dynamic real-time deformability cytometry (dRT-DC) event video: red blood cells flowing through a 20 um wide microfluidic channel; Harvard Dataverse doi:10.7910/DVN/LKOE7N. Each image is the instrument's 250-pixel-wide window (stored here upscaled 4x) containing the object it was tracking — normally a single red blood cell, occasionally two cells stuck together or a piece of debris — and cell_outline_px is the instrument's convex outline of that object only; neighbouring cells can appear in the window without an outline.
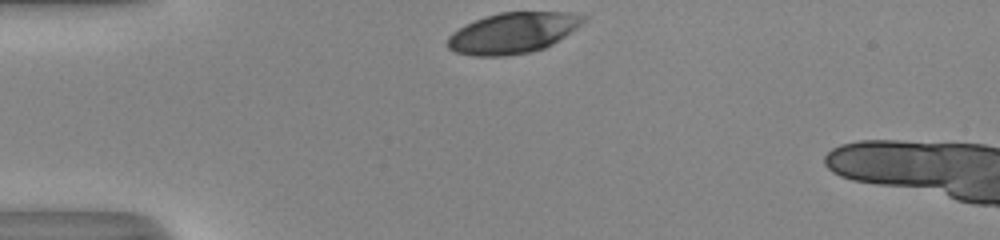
{"species": "human", "species_latin": "Homo sapiens", "temperature_condition": "room temperature", "stored_images_in_passage": 29, "camera_frame_rate_fps": 3000, "um_per_image_px": 0.085, "donor": {"sex": "male"}, "frame": {"image": 1, "passage_image": 1, "time_ms": 0.0, "image_size_px": [1000, 240], "cell_outline_px": [[588, 20], [552, 44], [544, 48], [532, 52], [504, 56], [472, 56], [456, 52], [448, 48], [444, 44], [448, 36], [452, 32], [484, 16], [500, 12], [564, 12], [588, 16]], "centroid_in_image_um": [43.58, 2.8], "position_along_channel_um": 41.4, "area_um2": 32.37}}
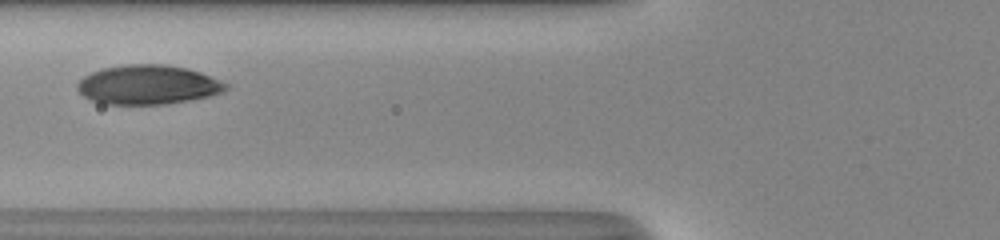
{"frame": {"image": 2, "passage_image": 9, "time_ms": 2.667, "image_size_px": [1000, 240], "cell_outline_px": [[228, 88], [224, 92], [208, 96], [188, 100], [164, 104], [104, 104], [92, 100], [84, 96], [76, 88], [76, 84], [84, 76], [92, 72], [104, 68], [124, 64], [164, 64], [188, 68], [200, 72], [220, 80], [228, 84]], "centroid_in_image_um": [12.58, 7.2], "position_along_channel_um": 113.2, "area_um2": 33.99}}
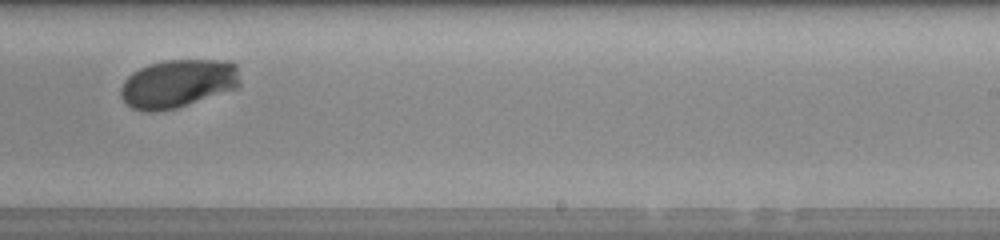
{"frame": {"image": 3, "passage_image": 21, "time_ms": 6.667, "image_size_px": [1000, 240], "cell_outline_px": [[240, 84], [236, 88], [176, 108], [152, 112], [148, 112], [132, 108], [124, 104], [120, 96], [120, 88], [124, 80], [132, 72], [148, 64], [164, 60], [228, 60], [236, 64], [240, 80]], "centroid_in_image_um": [15.08, 7.09], "position_along_channel_um": 273.9, "area_um2": 33.76}, "authors_computed_cell_mechanics": {"area_um2": 33.6396, "velocity_mm_per_s": 4.0312, "shape_relaxation_time_tau1_ms": 2.3336, "shape_relaxation_time_tau2_ms": null, "deformation_change_tau1": 0.1414, "deformation_change_tau2": null}}